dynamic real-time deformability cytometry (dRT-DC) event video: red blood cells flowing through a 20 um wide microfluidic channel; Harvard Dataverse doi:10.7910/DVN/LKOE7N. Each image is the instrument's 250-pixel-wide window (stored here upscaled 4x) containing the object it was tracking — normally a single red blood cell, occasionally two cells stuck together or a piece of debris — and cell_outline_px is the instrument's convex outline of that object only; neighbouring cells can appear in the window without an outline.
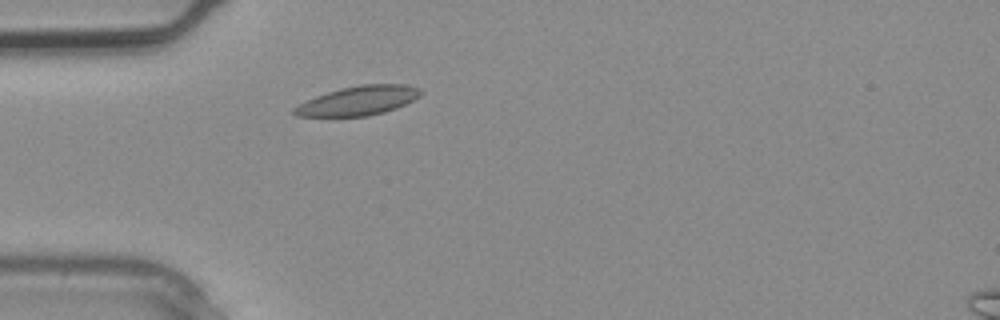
{"species": "common noctule bat (a hibernating species)", "species_latin": "Nyctalus noctula", "temperature_condition": "warm", "stored_images_in_passage": 2, "camera_frame_rate_fps": 3000, "um_per_image_px": 0.085, "animal": {"sex": "male", "body_mass_g": 20.4}, "frame": {"image": 1, "passage_image": 2, "time_ms": 0.333, "image_size_px": [1000, 320], "cell_outline_px": [[424, 92], [420, 96], [396, 108], [384, 112], [368, 116], [296, 116], [292, 112], [292, 108], [316, 96], [340, 88], [360, 84], [408, 84], [420, 88]], "centroid_in_image_um": [30.49, 8.54], "position_along_channel_um": 54.5, "area_um2": 21.5}}